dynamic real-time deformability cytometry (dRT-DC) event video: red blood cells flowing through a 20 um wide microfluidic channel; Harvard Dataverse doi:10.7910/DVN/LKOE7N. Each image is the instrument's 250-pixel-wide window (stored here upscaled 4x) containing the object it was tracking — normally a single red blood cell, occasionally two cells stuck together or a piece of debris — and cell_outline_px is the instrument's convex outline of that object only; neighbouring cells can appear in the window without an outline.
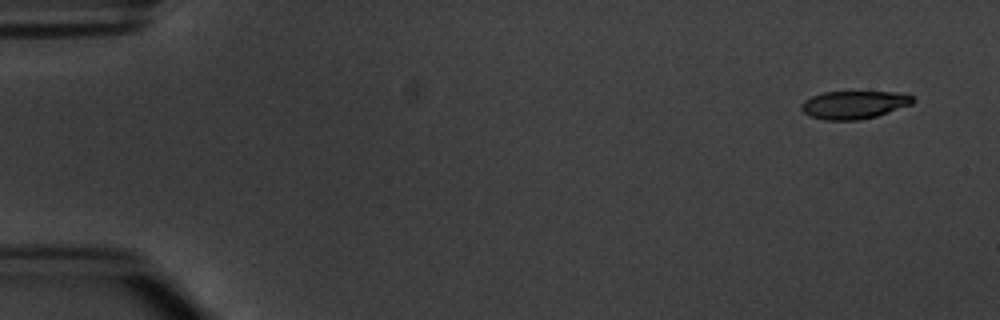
{"species": "common noctule bat (a hibernating species)", "species_latin": "Nyctalus noctula", "temperature_condition": "warm", "stored_images_in_passage": 6, "camera_frame_rate_fps": 3000, "um_per_image_px": 0.085, "animal": {"sex": "male", "body_mass_g": 20.1, "forearm_length_mm": 53.5}, "frame": {"image": 1, "passage_image": 1, "time_ms": 0.0, "image_size_px": [1000, 320], "cell_outline_px": [[916, 100], [912, 104], [876, 116], [856, 120], [824, 120], [808, 116], [800, 108], [800, 104], [804, 100], [812, 96], [824, 92], [896, 92], [916, 96]], "centroid_in_image_um": [72.59, 8.9], "position_along_channel_um": 12.4, "area_um2": 18.26}}
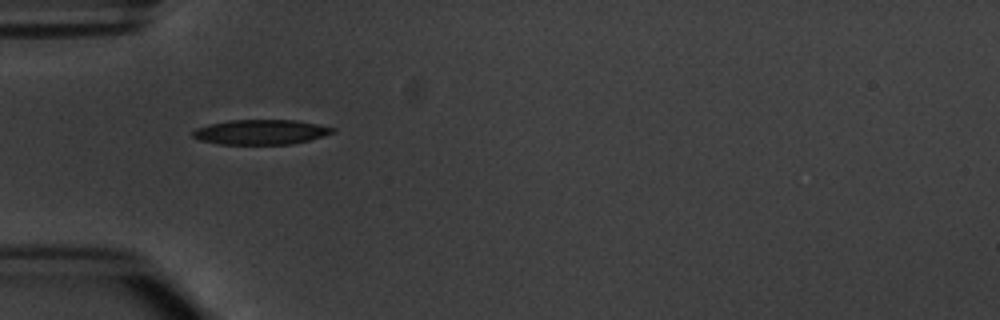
{"frame": {"image": 2, "passage_image": 5, "time_ms": 4.667, "image_size_px": [1000, 320], "cell_outline_px": [[336, 132], [324, 136], [292, 144], [220, 144], [200, 140], [192, 136], [192, 132], [196, 128], [208, 124], [228, 120], [296, 120], [336, 128]], "centroid_in_image_um": [22.17, 11.22], "position_along_channel_um": 62.8, "area_um2": 20.29}}